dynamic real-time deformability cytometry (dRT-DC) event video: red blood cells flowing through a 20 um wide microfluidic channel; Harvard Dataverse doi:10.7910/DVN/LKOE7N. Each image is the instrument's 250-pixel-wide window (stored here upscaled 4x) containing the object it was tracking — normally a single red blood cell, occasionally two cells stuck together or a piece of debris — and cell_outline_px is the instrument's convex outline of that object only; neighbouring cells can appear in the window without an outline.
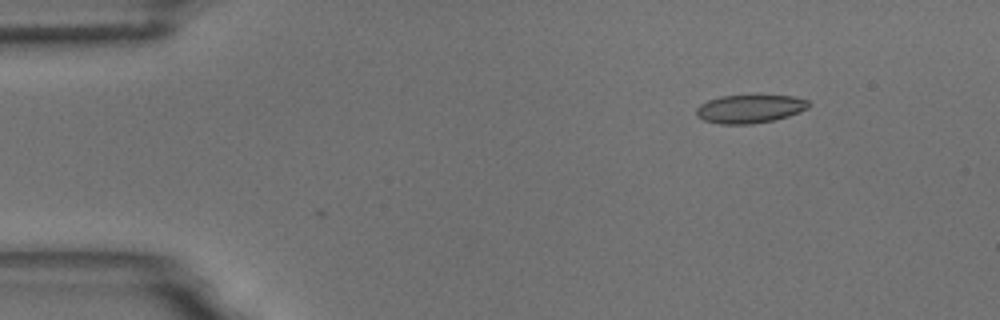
{"species": "common noctule bat (a hibernating species)", "species_latin": "Nyctalus noctula", "temperature_condition": "room temperature", "stored_images_in_passage": 2, "camera_frame_rate_fps": 3000, "um_per_image_px": 0.085, "animal": {"sex": "male", "body_mass_g": 18.8}, "frame": {"image": 1, "passage_image": 1, "time_ms": 0.0, "image_size_px": [1000, 320], "cell_outline_px": [[808, 108], [800, 112], [776, 120], [752, 124], [720, 124], [704, 120], [696, 116], [696, 108], [700, 104], [708, 100], [720, 96], [792, 96], [808, 100]], "centroid_in_image_um": [63.71, 9.26], "position_along_channel_um": 21.3, "area_um2": 18.5}}